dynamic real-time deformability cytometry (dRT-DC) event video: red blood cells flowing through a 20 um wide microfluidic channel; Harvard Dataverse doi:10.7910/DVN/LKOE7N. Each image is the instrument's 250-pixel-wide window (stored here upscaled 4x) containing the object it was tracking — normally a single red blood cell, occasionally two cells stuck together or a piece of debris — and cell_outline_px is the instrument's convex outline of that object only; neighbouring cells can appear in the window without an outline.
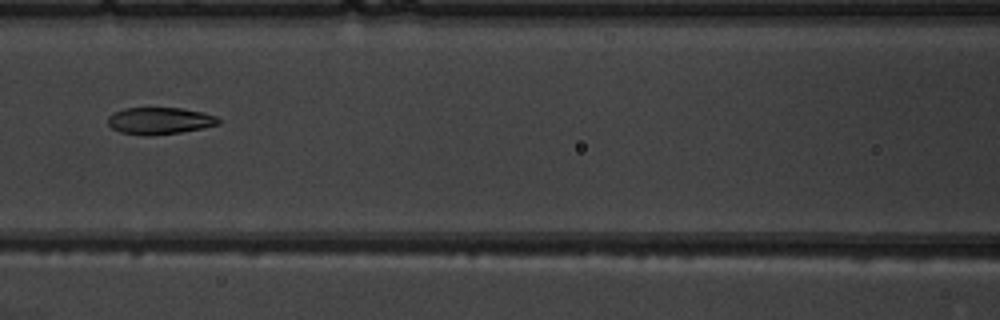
{"species": "common noctule bat (a hibernating species)", "species_latin": "Nyctalus noctula", "temperature_condition": "warm", "stored_images_in_passage": 9, "camera_frame_rate_fps": 3000, "um_per_image_px": 0.085, "animal": {"sex": "male", "body_mass_g": 19.5, "forearm_length_mm": 54.6}, "frame": {"image": 1, "passage_image": 6, "time_ms": 6.0, "image_size_px": [1000, 320], "cell_outline_px": [[220, 124], [204, 128], [180, 132], [148, 136], [120, 132], [112, 128], [108, 124], [108, 116], [112, 112], [124, 108], [180, 108], [204, 112], [216, 116], [220, 120]], "centroid_in_image_um": [13.57, 10.26], "position_along_channel_um": 153.0, "area_um2": 17.46}}
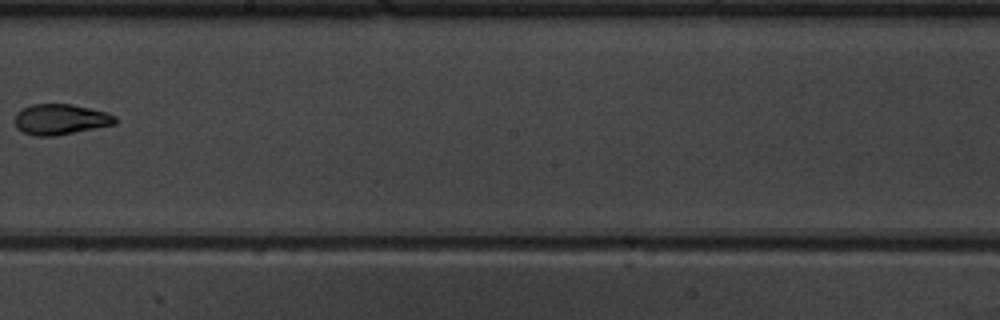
{"frame": {"image": 2, "passage_image": 8, "time_ms": 8.333, "image_size_px": [1000, 320], "cell_outline_px": [[116, 124], [56, 136], [36, 136], [24, 132], [16, 128], [16, 112], [32, 104], [72, 104], [108, 112], [116, 116]], "centroid_in_image_um": [5.17, 10.14], "position_along_channel_um": 243.0, "area_um2": 17.92}}
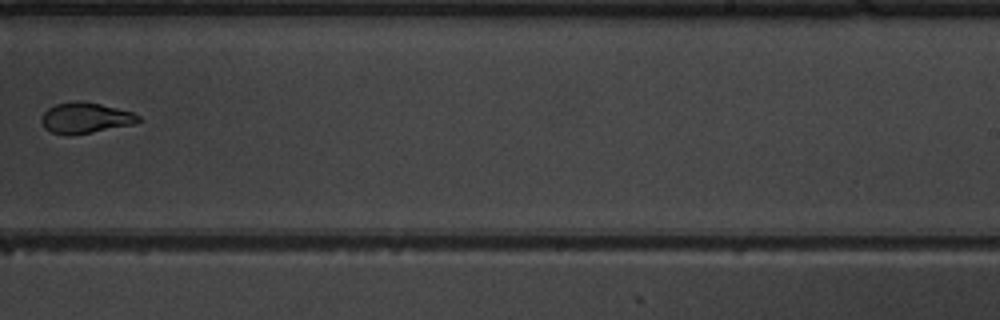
{"frame": {"image": 3, "passage_image": 9, "time_ms": 9.333, "image_size_px": [1000, 320], "cell_outline_px": [[140, 120], [136, 124], [92, 132], [68, 136], [52, 132], [44, 128], [40, 120], [44, 112], [48, 108], [56, 104], [72, 100], [80, 100], [100, 104], [132, 112], [140, 116]], "centroid_in_image_um": [7.24, 10.02], "position_along_channel_um": 281.8, "area_um2": 17.51}}